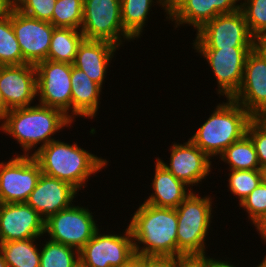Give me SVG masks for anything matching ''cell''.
<instances>
[{
  "mask_svg": "<svg viewBox=\"0 0 266 267\" xmlns=\"http://www.w3.org/2000/svg\"><path fill=\"white\" fill-rule=\"evenodd\" d=\"M247 135L254 143L261 168L266 166V126L254 117L248 125Z\"/></svg>",
  "mask_w": 266,
  "mask_h": 267,
  "instance_id": "836d02e7",
  "label": "cell"
},
{
  "mask_svg": "<svg viewBox=\"0 0 266 267\" xmlns=\"http://www.w3.org/2000/svg\"><path fill=\"white\" fill-rule=\"evenodd\" d=\"M57 0H22L16 7L21 13L52 24V16Z\"/></svg>",
  "mask_w": 266,
  "mask_h": 267,
  "instance_id": "d6a6232c",
  "label": "cell"
},
{
  "mask_svg": "<svg viewBox=\"0 0 266 267\" xmlns=\"http://www.w3.org/2000/svg\"><path fill=\"white\" fill-rule=\"evenodd\" d=\"M84 40L80 29L55 27L47 60L73 65L79 45Z\"/></svg>",
  "mask_w": 266,
  "mask_h": 267,
  "instance_id": "cb8c5ba5",
  "label": "cell"
},
{
  "mask_svg": "<svg viewBox=\"0 0 266 267\" xmlns=\"http://www.w3.org/2000/svg\"><path fill=\"white\" fill-rule=\"evenodd\" d=\"M0 162V203L26 202L36 187L41 168L33 155Z\"/></svg>",
  "mask_w": 266,
  "mask_h": 267,
  "instance_id": "30bf717a",
  "label": "cell"
},
{
  "mask_svg": "<svg viewBox=\"0 0 266 267\" xmlns=\"http://www.w3.org/2000/svg\"><path fill=\"white\" fill-rule=\"evenodd\" d=\"M254 117L233 99L219 103L211 116L189 138L210 158L219 156L247 134Z\"/></svg>",
  "mask_w": 266,
  "mask_h": 267,
  "instance_id": "277c9868",
  "label": "cell"
},
{
  "mask_svg": "<svg viewBox=\"0 0 266 267\" xmlns=\"http://www.w3.org/2000/svg\"><path fill=\"white\" fill-rule=\"evenodd\" d=\"M79 251L80 267H118L135 255L134 242L129 227L124 234H99Z\"/></svg>",
  "mask_w": 266,
  "mask_h": 267,
  "instance_id": "9c48e42d",
  "label": "cell"
},
{
  "mask_svg": "<svg viewBox=\"0 0 266 267\" xmlns=\"http://www.w3.org/2000/svg\"><path fill=\"white\" fill-rule=\"evenodd\" d=\"M175 209L178 219V256L206 254L205 239L213 218L211 196L200 197L192 191Z\"/></svg>",
  "mask_w": 266,
  "mask_h": 267,
  "instance_id": "5b68a950",
  "label": "cell"
},
{
  "mask_svg": "<svg viewBox=\"0 0 266 267\" xmlns=\"http://www.w3.org/2000/svg\"><path fill=\"white\" fill-rule=\"evenodd\" d=\"M80 30L86 40L109 41L118 47L123 40H133L122 25L121 0H84Z\"/></svg>",
  "mask_w": 266,
  "mask_h": 267,
  "instance_id": "52a82bcc",
  "label": "cell"
},
{
  "mask_svg": "<svg viewBox=\"0 0 266 267\" xmlns=\"http://www.w3.org/2000/svg\"><path fill=\"white\" fill-rule=\"evenodd\" d=\"M84 0H57L52 24L55 27L81 29Z\"/></svg>",
  "mask_w": 266,
  "mask_h": 267,
  "instance_id": "f1b7e54d",
  "label": "cell"
},
{
  "mask_svg": "<svg viewBox=\"0 0 266 267\" xmlns=\"http://www.w3.org/2000/svg\"><path fill=\"white\" fill-rule=\"evenodd\" d=\"M35 67L39 103L60 109L70 118L71 64L44 60Z\"/></svg>",
  "mask_w": 266,
  "mask_h": 267,
  "instance_id": "8fae6325",
  "label": "cell"
},
{
  "mask_svg": "<svg viewBox=\"0 0 266 267\" xmlns=\"http://www.w3.org/2000/svg\"><path fill=\"white\" fill-rule=\"evenodd\" d=\"M256 267H266V256H264L262 262H260V264H258Z\"/></svg>",
  "mask_w": 266,
  "mask_h": 267,
  "instance_id": "7dc6e473",
  "label": "cell"
},
{
  "mask_svg": "<svg viewBox=\"0 0 266 267\" xmlns=\"http://www.w3.org/2000/svg\"><path fill=\"white\" fill-rule=\"evenodd\" d=\"M38 238L13 240L0 243V254L8 267H40V249Z\"/></svg>",
  "mask_w": 266,
  "mask_h": 267,
  "instance_id": "d4e9b609",
  "label": "cell"
},
{
  "mask_svg": "<svg viewBox=\"0 0 266 267\" xmlns=\"http://www.w3.org/2000/svg\"><path fill=\"white\" fill-rule=\"evenodd\" d=\"M253 48H222L219 50H196L208 62L217 80V94L231 99L238 91L245 61Z\"/></svg>",
  "mask_w": 266,
  "mask_h": 267,
  "instance_id": "4fadbf2b",
  "label": "cell"
},
{
  "mask_svg": "<svg viewBox=\"0 0 266 267\" xmlns=\"http://www.w3.org/2000/svg\"><path fill=\"white\" fill-rule=\"evenodd\" d=\"M0 90L9 109L30 106L37 96L35 65L0 66Z\"/></svg>",
  "mask_w": 266,
  "mask_h": 267,
  "instance_id": "ac0fdd59",
  "label": "cell"
},
{
  "mask_svg": "<svg viewBox=\"0 0 266 267\" xmlns=\"http://www.w3.org/2000/svg\"><path fill=\"white\" fill-rule=\"evenodd\" d=\"M45 219L26 202L0 203V243L43 237Z\"/></svg>",
  "mask_w": 266,
  "mask_h": 267,
  "instance_id": "5bb4252c",
  "label": "cell"
},
{
  "mask_svg": "<svg viewBox=\"0 0 266 267\" xmlns=\"http://www.w3.org/2000/svg\"><path fill=\"white\" fill-rule=\"evenodd\" d=\"M0 122V130L17 140L23 148V155L29 156L31 149L41 144L30 154L34 155L55 140L52 135L63 127H71L73 121L60 109L38 104L10 109Z\"/></svg>",
  "mask_w": 266,
  "mask_h": 267,
  "instance_id": "7a4b0ae2",
  "label": "cell"
},
{
  "mask_svg": "<svg viewBox=\"0 0 266 267\" xmlns=\"http://www.w3.org/2000/svg\"><path fill=\"white\" fill-rule=\"evenodd\" d=\"M33 156L43 174L65 181L78 191L86 187L92 174L100 172L109 162L89 153L77 143L68 144L59 139L40 148Z\"/></svg>",
  "mask_w": 266,
  "mask_h": 267,
  "instance_id": "3957f363",
  "label": "cell"
},
{
  "mask_svg": "<svg viewBox=\"0 0 266 267\" xmlns=\"http://www.w3.org/2000/svg\"><path fill=\"white\" fill-rule=\"evenodd\" d=\"M71 113L70 119L75 116L93 119L99 109V100L102 87L95 83L80 69L71 65ZM72 114V115H71Z\"/></svg>",
  "mask_w": 266,
  "mask_h": 267,
  "instance_id": "44dd1931",
  "label": "cell"
},
{
  "mask_svg": "<svg viewBox=\"0 0 266 267\" xmlns=\"http://www.w3.org/2000/svg\"><path fill=\"white\" fill-rule=\"evenodd\" d=\"M131 218L128 227L132 233L135 254L168 259L178 256L175 208L155 207L143 202Z\"/></svg>",
  "mask_w": 266,
  "mask_h": 267,
  "instance_id": "6da1fadb",
  "label": "cell"
},
{
  "mask_svg": "<svg viewBox=\"0 0 266 267\" xmlns=\"http://www.w3.org/2000/svg\"><path fill=\"white\" fill-rule=\"evenodd\" d=\"M140 267H172L168 258L143 257L140 255Z\"/></svg>",
  "mask_w": 266,
  "mask_h": 267,
  "instance_id": "d590c367",
  "label": "cell"
},
{
  "mask_svg": "<svg viewBox=\"0 0 266 267\" xmlns=\"http://www.w3.org/2000/svg\"><path fill=\"white\" fill-rule=\"evenodd\" d=\"M255 48L266 58V33L255 39Z\"/></svg>",
  "mask_w": 266,
  "mask_h": 267,
  "instance_id": "74e56055",
  "label": "cell"
},
{
  "mask_svg": "<svg viewBox=\"0 0 266 267\" xmlns=\"http://www.w3.org/2000/svg\"><path fill=\"white\" fill-rule=\"evenodd\" d=\"M256 118L266 126V108L263 109L257 116Z\"/></svg>",
  "mask_w": 266,
  "mask_h": 267,
  "instance_id": "7bdbcfd3",
  "label": "cell"
},
{
  "mask_svg": "<svg viewBox=\"0 0 266 267\" xmlns=\"http://www.w3.org/2000/svg\"><path fill=\"white\" fill-rule=\"evenodd\" d=\"M11 9L12 7L5 0H0V19L9 15Z\"/></svg>",
  "mask_w": 266,
  "mask_h": 267,
  "instance_id": "ab89813d",
  "label": "cell"
},
{
  "mask_svg": "<svg viewBox=\"0 0 266 267\" xmlns=\"http://www.w3.org/2000/svg\"><path fill=\"white\" fill-rule=\"evenodd\" d=\"M42 246L40 267H80L78 250L51 239Z\"/></svg>",
  "mask_w": 266,
  "mask_h": 267,
  "instance_id": "4316f807",
  "label": "cell"
},
{
  "mask_svg": "<svg viewBox=\"0 0 266 267\" xmlns=\"http://www.w3.org/2000/svg\"><path fill=\"white\" fill-rule=\"evenodd\" d=\"M155 1V0H154ZM121 0V19L124 30L133 38H139L148 20L151 6L157 3L169 18V0ZM145 25V26H144Z\"/></svg>",
  "mask_w": 266,
  "mask_h": 267,
  "instance_id": "603a6c76",
  "label": "cell"
},
{
  "mask_svg": "<svg viewBox=\"0 0 266 267\" xmlns=\"http://www.w3.org/2000/svg\"><path fill=\"white\" fill-rule=\"evenodd\" d=\"M12 28L27 63L36 65L47 60L55 28L53 24L32 18L12 8Z\"/></svg>",
  "mask_w": 266,
  "mask_h": 267,
  "instance_id": "7c38bea8",
  "label": "cell"
},
{
  "mask_svg": "<svg viewBox=\"0 0 266 267\" xmlns=\"http://www.w3.org/2000/svg\"><path fill=\"white\" fill-rule=\"evenodd\" d=\"M208 257L206 254L179 255L170 261L172 267H209Z\"/></svg>",
  "mask_w": 266,
  "mask_h": 267,
  "instance_id": "e575fe53",
  "label": "cell"
},
{
  "mask_svg": "<svg viewBox=\"0 0 266 267\" xmlns=\"http://www.w3.org/2000/svg\"><path fill=\"white\" fill-rule=\"evenodd\" d=\"M26 63L12 28L11 9L9 15L0 19V66L23 65Z\"/></svg>",
  "mask_w": 266,
  "mask_h": 267,
  "instance_id": "83f0119b",
  "label": "cell"
},
{
  "mask_svg": "<svg viewBox=\"0 0 266 267\" xmlns=\"http://www.w3.org/2000/svg\"><path fill=\"white\" fill-rule=\"evenodd\" d=\"M240 3L251 35L256 39L266 33V0H243Z\"/></svg>",
  "mask_w": 266,
  "mask_h": 267,
  "instance_id": "4dcf8cb0",
  "label": "cell"
},
{
  "mask_svg": "<svg viewBox=\"0 0 266 267\" xmlns=\"http://www.w3.org/2000/svg\"><path fill=\"white\" fill-rule=\"evenodd\" d=\"M231 99L253 117L266 108V58L255 47L247 55L242 83Z\"/></svg>",
  "mask_w": 266,
  "mask_h": 267,
  "instance_id": "9a60e30c",
  "label": "cell"
},
{
  "mask_svg": "<svg viewBox=\"0 0 266 267\" xmlns=\"http://www.w3.org/2000/svg\"><path fill=\"white\" fill-rule=\"evenodd\" d=\"M78 192L71 184L41 173L26 203L46 220L49 216L70 207Z\"/></svg>",
  "mask_w": 266,
  "mask_h": 267,
  "instance_id": "d6986e66",
  "label": "cell"
},
{
  "mask_svg": "<svg viewBox=\"0 0 266 267\" xmlns=\"http://www.w3.org/2000/svg\"><path fill=\"white\" fill-rule=\"evenodd\" d=\"M0 267H8L7 263L4 260V257L0 254Z\"/></svg>",
  "mask_w": 266,
  "mask_h": 267,
  "instance_id": "bcb514c9",
  "label": "cell"
},
{
  "mask_svg": "<svg viewBox=\"0 0 266 267\" xmlns=\"http://www.w3.org/2000/svg\"><path fill=\"white\" fill-rule=\"evenodd\" d=\"M228 188L239 204L263 181L261 170H229Z\"/></svg>",
  "mask_w": 266,
  "mask_h": 267,
  "instance_id": "f546056e",
  "label": "cell"
},
{
  "mask_svg": "<svg viewBox=\"0 0 266 267\" xmlns=\"http://www.w3.org/2000/svg\"><path fill=\"white\" fill-rule=\"evenodd\" d=\"M219 158L228 163V170H261L254 143L247 134L226 148Z\"/></svg>",
  "mask_w": 266,
  "mask_h": 267,
  "instance_id": "484cf974",
  "label": "cell"
},
{
  "mask_svg": "<svg viewBox=\"0 0 266 267\" xmlns=\"http://www.w3.org/2000/svg\"><path fill=\"white\" fill-rule=\"evenodd\" d=\"M10 109L6 106L5 100L0 90V120L6 115Z\"/></svg>",
  "mask_w": 266,
  "mask_h": 267,
  "instance_id": "b9f144b4",
  "label": "cell"
},
{
  "mask_svg": "<svg viewBox=\"0 0 266 267\" xmlns=\"http://www.w3.org/2000/svg\"><path fill=\"white\" fill-rule=\"evenodd\" d=\"M118 267H140V255L135 254L125 264Z\"/></svg>",
  "mask_w": 266,
  "mask_h": 267,
  "instance_id": "60d3db41",
  "label": "cell"
},
{
  "mask_svg": "<svg viewBox=\"0 0 266 267\" xmlns=\"http://www.w3.org/2000/svg\"><path fill=\"white\" fill-rule=\"evenodd\" d=\"M119 47L104 40H86L79 45L73 66L102 87L107 68Z\"/></svg>",
  "mask_w": 266,
  "mask_h": 267,
  "instance_id": "ffe728a7",
  "label": "cell"
},
{
  "mask_svg": "<svg viewBox=\"0 0 266 267\" xmlns=\"http://www.w3.org/2000/svg\"><path fill=\"white\" fill-rule=\"evenodd\" d=\"M256 230L261 235L262 240L266 243V213L261 216L254 224Z\"/></svg>",
  "mask_w": 266,
  "mask_h": 267,
  "instance_id": "8d00e7d4",
  "label": "cell"
},
{
  "mask_svg": "<svg viewBox=\"0 0 266 267\" xmlns=\"http://www.w3.org/2000/svg\"><path fill=\"white\" fill-rule=\"evenodd\" d=\"M194 50L254 48L255 38L249 32L242 11L217 15L196 32Z\"/></svg>",
  "mask_w": 266,
  "mask_h": 267,
  "instance_id": "8992f818",
  "label": "cell"
},
{
  "mask_svg": "<svg viewBox=\"0 0 266 267\" xmlns=\"http://www.w3.org/2000/svg\"><path fill=\"white\" fill-rule=\"evenodd\" d=\"M240 0H169V20L175 28L191 25L196 31L217 15L238 11Z\"/></svg>",
  "mask_w": 266,
  "mask_h": 267,
  "instance_id": "e0dca14e",
  "label": "cell"
},
{
  "mask_svg": "<svg viewBox=\"0 0 266 267\" xmlns=\"http://www.w3.org/2000/svg\"><path fill=\"white\" fill-rule=\"evenodd\" d=\"M263 182L266 183V166L261 168Z\"/></svg>",
  "mask_w": 266,
  "mask_h": 267,
  "instance_id": "f6af8a7d",
  "label": "cell"
},
{
  "mask_svg": "<svg viewBox=\"0 0 266 267\" xmlns=\"http://www.w3.org/2000/svg\"><path fill=\"white\" fill-rule=\"evenodd\" d=\"M12 8H16L22 0H5Z\"/></svg>",
  "mask_w": 266,
  "mask_h": 267,
  "instance_id": "ee69618b",
  "label": "cell"
},
{
  "mask_svg": "<svg viewBox=\"0 0 266 267\" xmlns=\"http://www.w3.org/2000/svg\"><path fill=\"white\" fill-rule=\"evenodd\" d=\"M239 206L247 211L248 220L254 224L266 213V183L262 181Z\"/></svg>",
  "mask_w": 266,
  "mask_h": 267,
  "instance_id": "1f68e13d",
  "label": "cell"
},
{
  "mask_svg": "<svg viewBox=\"0 0 266 267\" xmlns=\"http://www.w3.org/2000/svg\"><path fill=\"white\" fill-rule=\"evenodd\" d=\"M88 207L72 204L45 220V236L80 251L99 229Z\"/></svg>",
  "mask_w": 266,
  "mask_h": 267,
  "instance_id": "ba28073f",
  "label": "cell"
},
{
  "mask_svg": "<svg viewBox=\"0 0 266 267\" xmlns=\"http://www.w3.org/2000/svg\"><path fill=\"white\" fill-rule=\"evenodd\" d=\"M229 261H221L214 258L209 257V267H236L233 264H230Z\"/></svg>",
  "mask_w": 266,
  "mask_h": 267,
  "instance_id": "f35d334b",
  "label": "cell"
},
{
  "mask_svg": "<svg viewBox=\"0 0 266 267\" xmlns=\"http://www.w3.org/2000/svg\"><path fill=\"white\" fill-rule=\"evenodd\" d=\"M169 149L170 164L159 157L157 160L187 186H197L211 172L212 159L190 139L183 144L175 142Z\"/></svg>",
  "mask_w": 266,
  "mask_h": 267,
  "instance_id": "2e32d148",
  "label": "cell"
},
{
  "mask_svg": "<svg viewBox=\"0 0 266 267\" xmlns=\"http://www.w3.org/2000/svg\"><path fill=\"white\" fill-rule=\"evenodd\" d=\"M155 165V173L152 180L154 193L152 192L144 203L155 207L177 208L189 196L193 188L191 189L190 187L188 189L189 186L178 180L157 159Z\"/></svg>",
  "mask_w": 266,
  "mask_h": 267,
  "instance_id": "7402d4cb",
  "label": "cell"
}]
</instances>
